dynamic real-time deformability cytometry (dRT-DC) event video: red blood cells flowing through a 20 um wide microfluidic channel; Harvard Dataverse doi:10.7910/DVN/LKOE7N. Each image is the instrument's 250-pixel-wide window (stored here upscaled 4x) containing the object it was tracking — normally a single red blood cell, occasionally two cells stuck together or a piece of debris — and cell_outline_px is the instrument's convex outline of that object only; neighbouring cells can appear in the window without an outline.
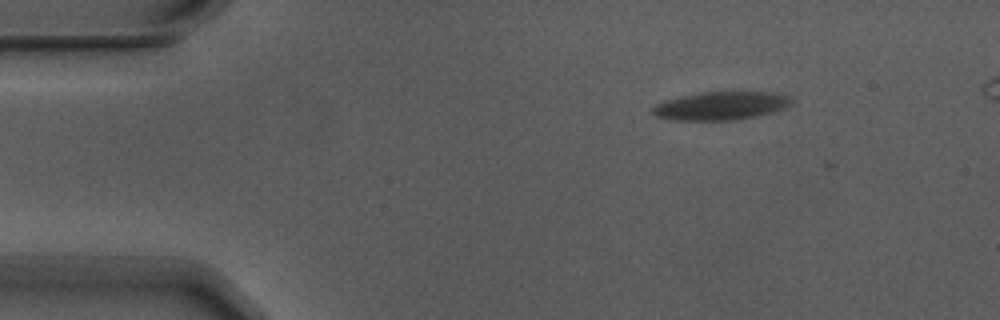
{"species": "Egyptian fruit bat (a non-hibernating species)", "species_latin": "Rousettus aegyptiacus", "temperature_condition": "warm", "stored_images_in_passage": 5, "camera_frame_rate_fps": 3000, "um_per_image_px": 0.085, "animal": {"sex": "male"}, "frame": {"image": 1, "passage_image": 1, "time_ms": 0.0, "image_size_px": [1000, 320], "cell_outline_px": [[792, 104], [788, 108], [756, 116], [732, 120], [672, 120], [656, 116], [652, 112], [652, 108], [656, 104], [664, 100], [680, 96], [700, 92], [768, 92], [788, 96], [792, 100]], "centroid_in_image_um": [61.27, 8.99], "position_along_channel_um": 23.7, "area_um2": 22.89}}